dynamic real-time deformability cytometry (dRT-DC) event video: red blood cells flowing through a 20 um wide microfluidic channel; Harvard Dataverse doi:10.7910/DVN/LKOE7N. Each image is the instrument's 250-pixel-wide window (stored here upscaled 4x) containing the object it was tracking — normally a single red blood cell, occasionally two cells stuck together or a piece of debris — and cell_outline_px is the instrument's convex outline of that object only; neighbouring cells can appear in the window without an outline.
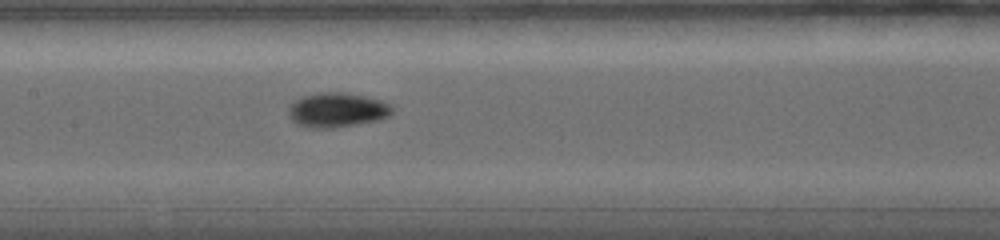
{"species": "common noctule bat (a hibernating species)", "species_latin": "Nyctalus noctula", "temperature_condition": "warm", "stored_images_in_passage": 32, "camera_frame_rate_fps": 5000, "um_per_image_px": 0.085, "animal": {"sex": "female", "body_mass_g": 19.0, "forearm_length_mm": 56.7}, "frame": {"image": 1, "passage_image": 9, "time_ms": 6.4, "image_size_px": [1000, 240], "cell_outline_px": [[392, 112], [388, 116], [376, 120], [332, 128], [308, 128], [296, 124], [288, 116], [288, 108], [300, 96], [320, 92], [344, 92], [364, 96], [380, 100], [388, 104], [392, 108]], "centroid_in_image_um": [28.58, 9.34], "position_along_channel_um": 178.8, "area_um2": 20.75}}
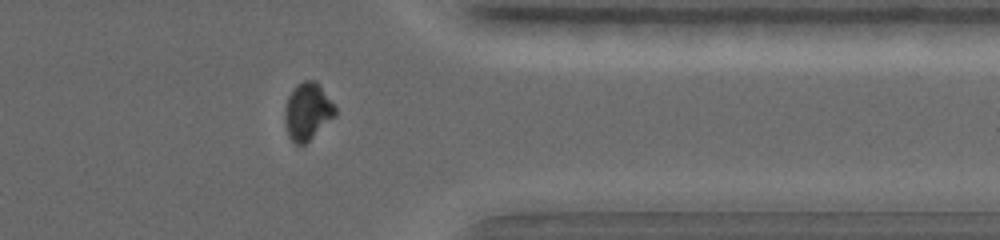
{"frame": {"image": 2, "passage_image": 17, "time_ms": 12.0, "image_size_px": [1000, 240], "cell_outline_px": [[336, 116], [304, 144], [296, 144], [288, 136], [284, 124], [284, 108], [288, 96], [304, 80], [312, 80], [320, 88], [336, 108]], "centroid_in_image_um": [26.11, 9.52], "position_along_channel_um": 385.3, "area_um2": 16.3}}
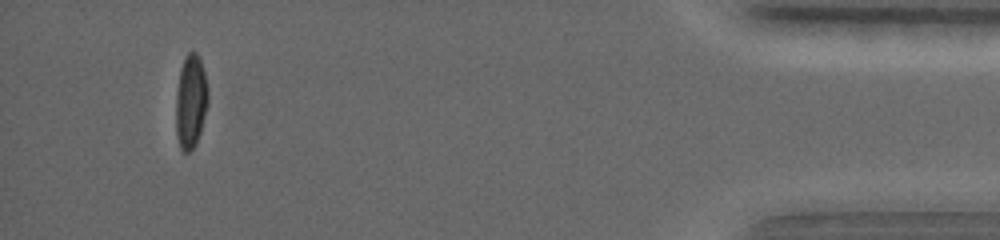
{"frame": {"image": 3, "passage_image": 26, "time_ms": 15.0, "image_size_px": [1000, 240], "cell_outline_px": [[204, 112], [200, 132], [196, 144], [188, 152], [184, 152], [180, 148], [176, 136], [176, 104], [180, 72], [184, 60], [188, 52], [196, 52], [200, 60], [204, 76]], "centroid_in_image_um": [16.15, 8.7], "position_along_channel_um": 419.1, "area_um2": 16.24}, "authors_computed_cell_mechanics": {"area_um2": 16.9354, "velocity_mm_per_s": 3.8054, "shape_relaxation_time_tau1_ms": 6.5465, "shape_relaxation_time_tau2_ms": 1.8446, "deformation_change_tau1": 0.2338, "deformation_change_tau2": 0.0257}}